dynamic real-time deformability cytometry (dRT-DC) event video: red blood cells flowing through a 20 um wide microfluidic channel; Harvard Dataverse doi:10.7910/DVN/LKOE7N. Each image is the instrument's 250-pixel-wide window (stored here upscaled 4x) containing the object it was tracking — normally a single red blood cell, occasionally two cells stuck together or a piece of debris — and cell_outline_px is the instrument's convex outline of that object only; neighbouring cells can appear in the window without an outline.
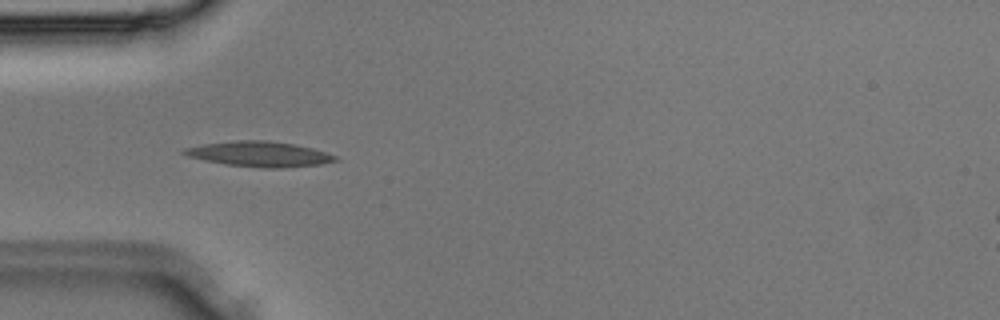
{"species": "Egyptian fruit bat (a non-hibernating species)", "species_latin": "Rousettus aegyptiacus", "temperature_condition": "room temperature", "stored_images_in_passage": 35, "camera_frame_rate_fps": 3000, "um_per_image_px": 0.085, "animal": {"sex": "male"}, "frame": {"image": 1, "passage_image": 10, "time_ms": 3.0, "image_size_px": [1000, 320], "cell_outline_px": [[340, 160], [320, 164], [284, 168], [264, 168], [228, 164], [204, 160], [188, 156], [180, 152], [184, 148], [204, 144], [232, 140], [268, 140], [292, 144], [312, 148], [336, 156]], "centroid_in_image_um": [22.04, 13.09], "position_along_channel_um": 63.0, "area_um2": 22.08}}
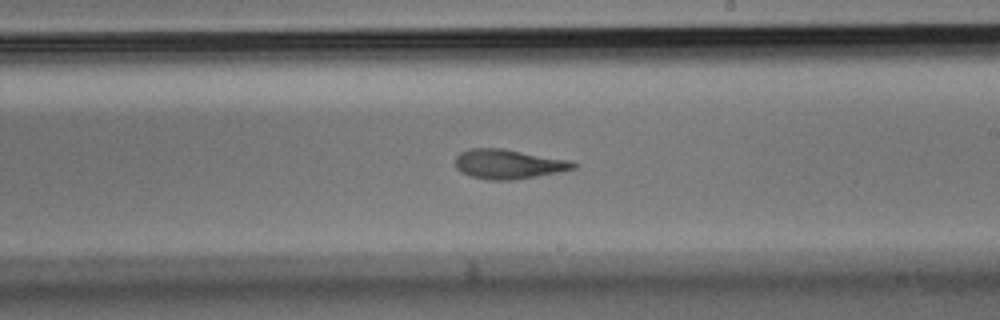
{"frame": {"image": 2, "passage_image": 20, "time_ms": 6.333, "image_size_px": [1000, 320], "cell_outline_px": [[576, 168], [536, 176], [512, 180], [488, 180], [472, 176], [460, 172], [456, 168], [456, 156], [460, 152], [468, 148], [504, 148], [568, 160], [576, 164]], "centroid_in_image_um": [43.16, 13.94], "position_along_channel_um": 245.8, "area_um2": 20.17}}
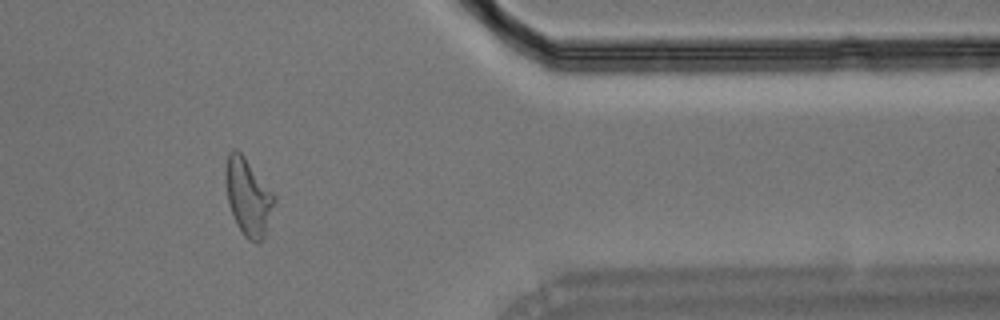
{"frame": {"image": 3, "passage_image": 29, "time_ms": 9.333, "image_size_px": [1000, 320], "cell_outline_px": [[276, 200], [264, 236], [256, 244], [248, 240], [244, 236], [236, 224], [228, 204], [224, 180], [224, 168], [228, 152], [232, 148], [236, 148], [244, 156], [276, 196]], "centroid_in_image_um": [21.05, 16.71], "position_along_channel_um": 390.3, "area_um2": 22.14}}